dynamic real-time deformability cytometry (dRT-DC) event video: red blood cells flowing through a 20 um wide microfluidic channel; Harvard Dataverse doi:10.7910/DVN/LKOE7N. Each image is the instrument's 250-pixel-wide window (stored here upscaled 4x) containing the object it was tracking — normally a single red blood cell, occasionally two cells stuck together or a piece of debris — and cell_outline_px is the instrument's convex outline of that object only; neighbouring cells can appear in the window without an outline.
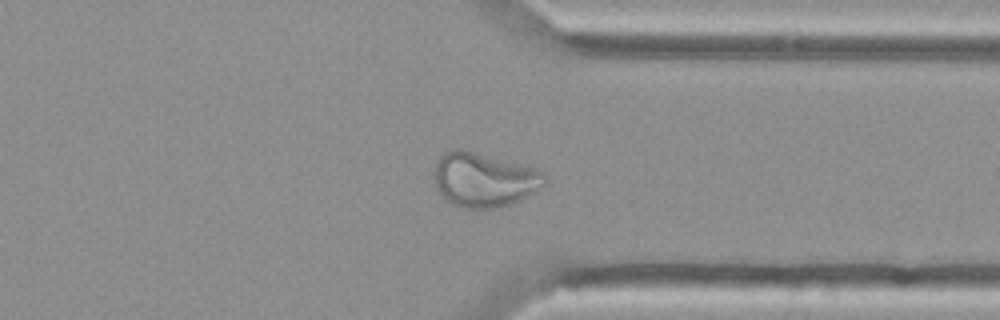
{"species": "Egyptian fruit bat (a non-hibernating species)", "species_latin": "Rousettus aegyptiacus", "temperature_condition": "cold", "stored_images_in_passage": 50, "camera_frame_rate_fps": 3000, "um_per_image_px": 0.085, "animal": {"sex": "female"}, "frame": {"image": 1, "passage_image": 37, "time_ms": 12.0, "image_size_px": [1000, 320], "cell_outline_px": [[548, 184], [508, 204], [496, 208], [464, 208], [448, 204], [436, 188], [432, 176], [432, 172], [436, 160], [444, 152], [452, 148], [460, 148], [536, 168], [544, 172], [548, 180]], "centroid_in_image_um": [41.08, 15.26], "position_along_channel_um": 370.3, "area_um2": 35.37}}
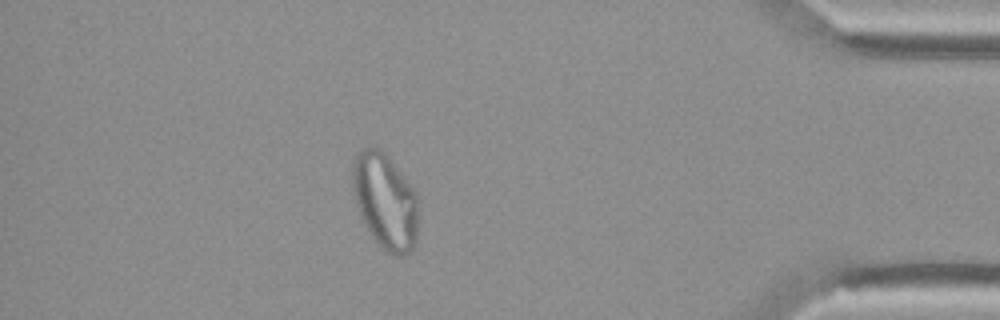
{"frame": {"image": 2, "passage_image": 43, "time_ms": 14.0, "image_size_px": [1000, 320], "cell_outline_px": [[416, 244], [404, 256], [392, 256], [384, 252], [380, 248], [364, 224], [356, 204], [352, 188], [352, 164], [360, 148], [380, 148], [388, 156], [416, 192]], "centroid_in_image_um": [32.71, 17.12], "position_along_channel_um": 402.5, "area_um2": 36.7}}